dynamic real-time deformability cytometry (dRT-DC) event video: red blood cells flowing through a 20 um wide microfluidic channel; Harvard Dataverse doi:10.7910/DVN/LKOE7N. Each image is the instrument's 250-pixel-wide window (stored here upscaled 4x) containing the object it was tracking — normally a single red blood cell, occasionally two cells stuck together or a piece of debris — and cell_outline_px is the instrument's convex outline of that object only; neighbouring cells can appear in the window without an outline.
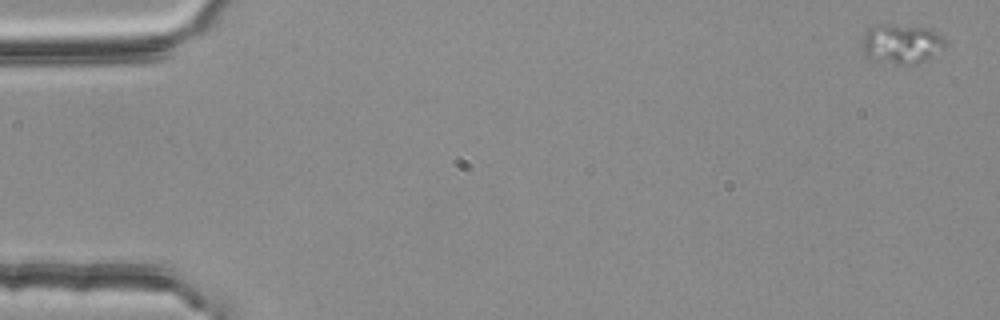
{"species": "common noctule bat (a hibernating species)", "species_latin": "Nyctalus noctula", "temperature_condition": "room temperature", "stored_images_in_passage": 4, "camera_frame_rate_fps": 3000, "um_per_image_px": 0.085, "animal": {"sex": "female", "body_mass_g": 25.1}, "frame": {"image": 1, "passage_image": 1, "time_ms": 0.0, "image_size_px": [1000, 320], "cell_outline_px": [[944, 48], [928, 60], [916, 64], [900, 64], [868, 56], [864, 52], [864, 32], [872, 24], [880, 20], [928, 28], [936, 32], [944, 40]], "centroid_in_image_um": [76.63, 3.63], "position_along_channel_um": 8.4, "area_um2": 19.42}}